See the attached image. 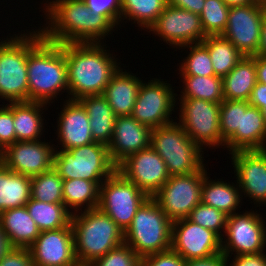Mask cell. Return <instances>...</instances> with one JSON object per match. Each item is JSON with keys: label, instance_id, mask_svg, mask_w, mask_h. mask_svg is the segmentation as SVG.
<instances>
[{"label": "cell", "instance_id": "cell-2", "mask_svg": "<svg viewBox=\"0 0 266 266\" xmlns=\"http://www.w3.org/2000/svg\"><path fill=\"white\" fill-rule=\"evenodd\" d=\"M27 30V78L29 101L48 105L66 92L69 99L65 43L48 41L40 29ZM58 96V97H57Z\"/></svg>", "mask_w": 266, "mask_h": 266}, {"label": "cell", "instance_id": "cell-44", "mask_svg": "<svg viewBox=\"0 0 266 266\" xmlns=\"http://www.w3.org/2000/svg\"><path fill=\"white\" fill-rule=\"evenodd\" d=\"M0 266H34L28 248L12 247L0 260Z\"/></svg>", "mask_w": 266, "mask_h": 266}, {"label": "cell", "instance_id": "cell-55", "mask_svg": "<svg viewBox=\"0 0 266 266\" xmlns=\"http://www.w3.org/2000/svg\"><path fill=\"white\" fill-rule=\"evenodd\" d=\"M3 158V149L0 147V162L2 161Z\"/></svg>", "mask_w": 266, "mask_h": 266}, {"label": "cell", "instance_id": "cell-36", "mask_svg": "<svg viewBox=\"0 0 266 266\" xmlns=\"http://www.w3.org/2000/svg\"><path fill=\"white\" fill-rule=\"evenodd\" d=\"M31 198L44 203L63 204V179L54 167L31 177Z\"/></svg>", "mask_w": 266, "mask_h": 266}, {"label": "cell", "instance_id": "cell-38", "mask_svg": "<svg viewBox=\"0 0 266 266\" xmlns=\"http://www.w3.org/2000/svg\"><path fill=\"white\" fill-rule=\"evenodd\" d=\"M229 10L223 0H205L200 19L206 36L222 35L228 23Z\"/></svg>", "mask_w": 266, "mask_h": 266}, {"label": "cell", "instance_id": "cell-14", "mask_svg": "<svg viewBox=\"0 0 266 266\" xmlns=\"http://www.w3.org/2000/svg\"><path fill=\"white\" fill-rule=\"evenodd\" d=\"M206 169L204 166L200 171L187 175L170 176L153 196L171 221L187 218L201 202L204 176L209 168Z\"/></svg>", "mask_w": 266, "mask_h": 266}, {"label": "cell", "instance_id": "cell-23", "mask_svg": "<svg viewBox=\"0 0 266 266\" xmlns=\"http://www.w3.org/2000/svg\"><path fill=\"white\" fill-rule=\"evenodd\" d=\"M151 131L131 115L116 117L113 136L107 146L112 162L118 166L131 154L149 147Z\"/></svg>", "mask_w": 266, "mask_h": 266}, {"label": "cell", "instance_id": "cell-26", "mask_svg": "<svg viewBox=\"0 0 266 266\" xmlns=\"http://www.w3.org/2000/svg\"><path fill=\"white\" fill-rule=\"evenodd\" d=\"M210 175L207 172L204 176L201 202L224 212L228 216L239 213L243 199L236 180H234L235 183L226 182L227 180L223 181V178L211 179Z\"/></svg>", "mask_w": 266, "mask_h": 266}, {"label": "cell", "instance_id": "cell-48", "mask_svg": "<svg viewBox=\"0 0 266 266\" xmlns=\"http://www.w3.org/2000/svg\"><path fill=\"white\" fill-rule=\"evenodd\" d=\"M248 102L250 105L261 110L262 103H266V84L256 82Z\"/></svg>", "mask_w": 266, "mask_h": 266}, {"label": "cell", "instance_id": "cell-39", "mask_svg": "<svg viewBox=\"0 0 266 266\" xmlns=\"http://www.w3.org/2000/svg\"><path fill=\"white\" fill-rule=\"evenodd\" d=\"M187 218L203 228L214 231L222 238L226 230L228 215L200 202Z\"/></svg>", "mask_w": 266, "mask_h": 266}, {"label": "cell", "instance_id": "cell-33", "mask_svg": "<svg viewBox=\"0 0 266 266\" xmlns=\"http://www.w3.org/2000/svg\"><path fill=\"white\" fill-rule=\"evenodd\" d=\"M167 5V0H122L120 23L130 22L147 32Z\"/></svg>", "mask_w": 266, "mask_h": 266}, {"label": "cell", "instance_id": "cell-31", "mask_svg": "<svg viewBox=\"0 0 266 266\" xmlns=\"http://www.w3.org/2000/svg\"><path fill=\"white\" fill-rule=\"evenodd\" d=\"M103 182L86 179L63 180V204L72 214L96 209L100 185Z\"/></svg>", "mask_w": 266, "mask_h": 266}, {"label": "cell", "instance_id": "cell-40", "mask_svg": "<svg viewBox=\"0 0 266 266\" xmlns=\"http://www.w3.org/2000/svg\"><path fill=\"white\" fill-rule=\"evenodd\" d=\"M141 258L123 243L92 262L91 266H140Z\"/></svg>", "mask_w": 266, "mask_h": 266}, {"label": "cell", "instance_id": "cell-43", "mask_svg": "<svg viewBox=\"0 0 266 266\" xmlns=\"http://www.w3.org/2000/svg\"><path fill=\"white\" fill-rule=\"evenodd\" d=\"M140 266H185V259L170 249L141 258Z\"/></svg>", "mask_w": 266, "mask_h": 266}, {"label": "cell", "instance_id": "cell-4", "mask_svg": "<svg viewBox=\"0 0 266 266\" xmlns=\"http://www.w3.org/2000/svg\"><path fill=\"white\" fill-rule=\"evenodd\" d=\"M71 226L79 264H91L124 243V232L98 208L72 214Z\"/></svg>", "mask_w": 266, "mask_h": 266}, {"label": "cell", "instance_id": "cell-22", "mask_svg": "<svg viewBox=\"0 0 266 266\" xmlns=\"http://www.w3.org/2000/svg\"><path fill=\"white\" fill-rule=\"evenodd\" d=\"M62 99L57 126L54 127L57 128V138L54 141L59 142L57 146L54 145L55 149L70 150L95 142L91 134L89 116L83 105L78 100Z\"/></svg>", "mask_w": 266, "mask_h": 266}, {"label": "cell", "instance_id": "cell-15", "mask_svg": "<svg viewBox=\"0 0 266 266\" xmlns=\"http://www.w3.org/2000/svg\"><path fill=\"white\" fill-rule=\"evenodd\" d=\"M147 33L159 37L166 45L175 48L174 51L187 44L201 43L207 37L200 15L170 5L166 6Z\"/></svg>", "mask_w": 266, "mask_h": 266}, {"label": "cell", "instance_id": "cell-42", "mask_svg": "<svg viewBox=\"0 0 266 266\" xmlns=\"http://www.w3.org/2000/svg\"><path fill=\"white\" fill-rule=\"evenodd\" d=\"M0 147L4 150L16 142L11 103L0 104Z\"/></svg>", "mask_w": 266, "mask_h": 266}, {"label": "cell", "instance_id": "cell-46", "mask_svg": "<svg viewBox=\"0 0 266 266\" xmlns=\"http://www.w3.org/2000/svg\"><path fill=\"white\" fill-rule=\"evenodd\" d=\"M185 266H228V261L223 253H218L206 258L187 260Z\"/></svg>", "mask_w": 266, "mask_h": 266}, {"label": "cell", "instance_id": "cell-51", "mask_svg": "<svg viewBox=\"0 0 266 266\" xmlns=\"http://www.w3.org/2000/svg\"><path fill=\"white\" fill-rule=\"evenodd\" d=\"M8 238L0 226V260L7 254L11 249Z\"/></svg>", "mask_w": 266, "mask_h": 266}, {"label": "cell", "instance_id": "cell-56", "mask_svg": "<svg viewBox=\"0 0 266 266\" xmlns=\"http://www.w3.org/2000/svg\"><path fill=\"white\" fill-rule=\"evenodd\" d=\"M76 266H91L90 264H78Z\"/></svg>", "mask_w": 266, "mask_h": 266}, {"label": "cell", "instance_id": "cell-13", "mask_svg": "<svg viewBox=\"0 0 266 266\" xmlns=\"http://www.w3.org/2000/svg\"><path fill=\"white\" fill-rule=\"evenodd\" d=\"M255 210L251 208L228 216L221 239L222 253L226 257L266 251L265 217L260 213L261 209Z\"/></svg>", "mask_w": 266, "mask_h": 266}, {"label": "cell", "instance_id": "cell-5", "mask_svg": "<svg viewBox=\"0 0 266 266\" xmlns=\"http://www.w3.org/2000/svg\"><path fill=\"white\" fill-rule=\"evenodd\" d=\"M219 119L227 154L266 149V123L262 112L248 101L224 99Z\"/></svg>", "mask_w": 266, "mask_h": 266}, {"label": "cell", "instance_id": "cell-20", "mask_svg": "<svg viewBox=\"0 0 266 266\" xmlns=\"http://www.w3.org/2000/svg\"><path fill=\"white\" fill-rule=\"evenodd\" d=\"M45 138L14 142L3 150L1 162L13 172L30 177L49 171L53 168L55 144Z\"/></svg>", "mask_w": 266, "mask_h": 266}, {"label": "cell", "instance_id": "cell-54", "mask_svg": "<svg viewBox=\"0 0 266 266\" xmlns=\"http://www.w3.org/2000/svg\"><path fill=\"white\" fill-rule=\"evenodd\" d=\"M255 2L266 6V0H255Z\"/></svg>", "mask_w": 266, "mask_h": 266}, {"label": "cell", "instance_id": "cell-34", "mask_svg": "<svg viewBox=\"0 0 266 266\" xmlns=\"http://www.w3.org/2000/svg\"><path fill=\"white\" fill-rule=\"evenodd\" d=\"M207 49L216 76H226L244 56L222 35L207 36L201 42Z\"/></svg>", "mask_w": 266, "mask_h": 266}, {"label": "cell", "instance_id": "cell-17", "mask_svg": "<svg viewBox=\"0 0 266 266\" xmlns=\"http://www.w3.org/2000/svg\"><path fill=\"white\" fill-rule=\"evenodd\" d=\"M265 12L266 6L258 3L231 6L228 23L222 36L227 38L244 56L258 55Z\"/></svg>", "mask_w": 266, "mask_h": 266}, {"label": "cell", "instance_id": "cell-27", "mask_svg": "<svg viewBox=\"0 0 266 266\" xmlns=\"http://www.w3.org/2000/svg\"><path fill=\"white\" fill-rule=\"evenodd\" d=\"M0 226L11 247L29 248L41 232L29 215L26 206L2 211Z\"/></svg>", "mask_w": 266, "mask_h": 266}, {"label": "cell", "instance_id": "cell-7", "mask_svg": "<svg viewBox=\"0 0 266 266\" xmlns=\"http://www.w3.org/2000/svg\"><path fill=\"white\" fill-rule=\"evenodd\" d=\"M150 146L164 160L169 176L187 175L206 165L204 150L192 141L177 121L152 128Z\"/></svg>", "mask_w": 266, "mask_h": 266}, {"label": "cell", "instance_id": "cell-6", "mask_svg": "<svg viewBox=\"0 0 266 266\" xmlns=\"http://www.w3.org/2000/svg\"><path fill=\"white\" fill-rule=\"evenodd\" d=\"M172 221L149 197L137 210L129 227L124 231V243L140 257L171 249Z\"/></svg>", "mask_w": 266, "mask_h": 266}, {"label": "cell", "instance_id": "cell-12", "mask_svg": "<svg viewBox=\"0 0 266 266\" xmlns=\"http://www.w3.org/2000/svg\"><path fill=\"white\" fill-rule=\"evenodd\" d=\"M149 197L118 170L100 185L98 209L108 215L124 232L138 208Z\"/></svg>", "mask_w": 266, "mask_h": 266}, {"label": "cell", "instance_id": "cell-53", "mask_svg": "<svg viewBox=\"0 0 266 266\" xmlns=\"http://www.w3.org/2000/svg\"><path fill=\"white\" fill-rule=\"evenodd\" d=\"M261 112H262L263 118H264L265 123H266V103H262Z\"/></svg>", "mask_w": 266, "mask_h": 266}, {"label": "cell", "instance_id": "cell-10", "mask_svg": "<svg viewBox=\"0 0 266 266\" xmlns=\"http://www.w3.org/2000/svg\"><path fill=\"white\" fill-rule=\"evenodd\" d=\"M177 122L204 151L225 148L221 137L220 104L197 98H177ZM180 102V103H179ZM179 111V112H178ZM179 120V121H178Z\"/></svg>", "mask_w": 266, "mask_h": 266}, {"label": "cell", "instance_id": "cell-9", "mask_svg": "<svg viewBox=\"0 0 266 266\" xmlns=\"http://www.w3.org/2000/svg\"><path fill=\"white\" fill-rule=\"evenodd\" d=\"M18 32L0 38V102L4 101L2 103L29 101L27 29L26 32L25 29Z\"/></svg>", "mask_w": 266, "mask_h": 266}, {"label": "cell", "instance_id": "cell-16", "mask_svg": "<svg viewBox=\"0 0 266 266\" xmlns=\"http://www.w3.org/2000/svg\"><path fill=\"white\" fill-rule=\"evenodd\" d=\"M230 155L242 199L252 200L249 203L254 208L266 207V149L236 151L229 158Z\"/></svg>", "mask_w": 266, "mask_h": 266}, {"label": "cell", "instance_id": "cell-49", "mask_svg": "<svg viewBox=\"0 0 266 266\" xmlns=\"http://www.w3.org/2000/svg\"><path fill=\"white\" fill-rule=\"evenodd\" d=\"M255 66L257 82L266 84V58L255 55Z\"/></svg>", "mask_w": 266, "mask_h": 266}, {"label": "cell", "instance_id": "cell-30", "mask_svg": "<svg viewBox=\"0 0 266 266\" xmlns=\"http://www.w3.org/2000/svg\"><path fill=\"white\" fill-rule=\"evenodd\" d=\"M31 198V177L18 174L0 162V213L23 207Z\"/></svg>", "mask_w": 266, "mask_h": 266}, {"label": "cell", "instance_id": "cell-21", "mask_svg": "<svg viewBox=\"0 0 266 266\" xmlns=\"http://www.w3.org/2000/svg\"><path fill=\"white\" fill-rule=\"evenodd\" d=\"M34 266H76L74 236L71 224L67 227L40 232L28 248Z\"/></svg>", "mask_w": 266, "mask_h": 266}, {"label": "cell", "instance_id": "cell-28", "mask_svg": "<svg viewBox=\"0 0 266 266\" xmlns=\"http://www.w3.org/2000/svg\"><path fill=\"white\" fill-rule=\"evenodd\" d=\"M89 116L91 134L95 142L108 146L111 142L116 115L102 95L85 96L78 100Z\"/></svg>", "mask_w": 266, "mask_h": 266}, {"label": "cell", "instance_id": "cell-8", "mask_svg": "<svg viewBox=\"0 0 266 266\" xmlns=\"http://www.w3.org/2000/svg\"><path fill=\"white\" fill-rule=\"evenodd\" d=\"M53 167L63 180L105 181L117 170L107 145L99 142L70 150L55 149Z\"/></svg>", "mask_w": 266, "mask_h": 266}, {"label": "cell", "instance_id": "cell-47", "mask_svg": "<svg viewBox=\"0 0 266 266\" xmlns=\"http://www.w3.org/2000/svg\"><path fill=\"white\" fill-rule=\"evenodd\" d=\"M205 0H167V4L176 8L188 10L200 15L204 7Z\"/></svg>", "mask_w": 266, "mask_h": 266}, {"label": "cell", "instance_id": "cell-24", "mask_svg": "<svg viewBox=\"0 0 266 266\" xmlns=\"http://www.w3.org/2000/svg\"><path fill=\"white\" fill-rule=\"evenodd\" d=\"M122 66L111 76L102 94L116 117L132 115L138 91L143 81L138 76V72H136V75L131 71L129 72V69H123Z\"/></svg>", "mask_w": 266, "mask_h": 266}, {"label": "cell", "instance_id": "cell-11", "mask_svg": "<svg viewBox=\"0 0 266 266\" xmlns=\"http://www.w3.org/2000/svg\"><path fill=\"white\" fill-rule=\"evenodd\" d=\"M161 77L142 81L132 117L139 123L152 128L168 125L176 119L171 116L177 108V93L170 81ZM174 112V113H173ZM172 117V118H171ZM174 118V119H173Z\"/></svg>", "mask_w": 266, "mask_h": 266}, {"label": "cell", "instance_id": "cell-41", "mask_svg": "<svg viewBox=\"0 0 266 266\" xmlns=\"http://www.w3.org/2000/svg\"><path fill=\"white\" fill-rule=\"evenodd\" d=\"M90 11L104 16L116 29L124 27L120 24L122 0H83Z\"/></svg>", "mask_w": 266, "mask_h": 266}, {"label": "cell", "instance_id": "cell-1", "mask_svg": "<svg viewBox=\"0 0 266 266\" xmlns=\"http://www.w3.org/2000/svg\"><path fill=\"white\" fill-rule=\"evenodd\" d=\"M43 2V3H42ZM43 24L39 28L48 41L54 43H106L118 31L104 16L94 14L83 0H43ZM42 25V26H41Z\"/></svg>", "mask_w": 266, "mask_h": 266}, {"label": "cell", "instance_id": "cell-3", "mask_svg": "<svg viewBox=\"0 0 266 266\" xmlns=\"http://www.w3.org/2000/svg\"><path fill=\"white\" fill-rule=\"evenodd\" d=\"M116 56L106 43H65L69 99L102 95L111 76L124 65Z\"/></svg>", "mask_w": 266, "mask_h": 266}, {"label": "cell", "instance_id": "cell-52", "mask_svg": "<svg viewBox=\"0 0 266 266\" xmlns=\"http://www.w3.org/2000/svg\"><path fill=\"white\" fill-rule=\"evenodd\" d=\"M224 3L231 7V6H246L251 3H256L255 0H223Z\"/></svg>", "mask_w": 266, "mask_h": 266}, {"label": "cell", "instance_id": "cell-45", "mask_svg": "<svg viewBox=\"0 0 266 266\" xmlns=\"http://www.w3.org/2000/svg\"><path fill=\"white\" fill-rule=\"evenodd\" d=\"M265 253L266 251L254 254L228 256L227 257L228 266H266ZM230 258L232 261L230 260Z\"/></svg>", "mask_w": 266, "mask_h": 266}, {"label": "cell", "instance_id": "cell-37", "mask_svg": "<svg viewBox=\"0 0 266 266\" xmlns=\"http://www.w3.org/2000/svg\"><path fill=\"white\" fill-rule=\"evenodd\" d=\"M187 48V49H186ZM182 49L188 55L183 57V60L177 65L178 75H195V76H214L215 72L212 67L208 49L202 44H187L178 48ZM187 51H186V50ZM189 50V51H188Z\"/></svg>", "mask_w": 266, "mask_h": 266}, {"label": "cell", "instance_id": "cell-25", "mask_svg": "<svg viewBox=\"0 0 266 266\" xmlns=\"http://www.w3.org/2000/svg\"><path fill=\"white\" fill-rule=\"evenodd\" d=\"M47 105L34 101L11 102L16 141H37L41 138L43 139L42 135H45L44 132H46L44 130L45 125L47 126V120L44 117L48 114L45 112L49 106L51 107V105Z\"/></svg>", "mask_w": 266, "mask_h": 266}, {"label": "cell", "instance_id": "cell-35", "mask_svg": "<svg viewBox=\"0 0 266 266\" xmlns=\"http://www.w3.org/2000/svg\"><path fill=\"white\" fill-rule=\"evenodd\" d=\"M25 206L41 232L71 224L72 213L64 204L44 203L30 198Z\"/></svg>", "mask_w": 266, "mask_h": 266}, {"label": "cell", "instance_id": "cell-18", "mask_svg": "<svg viewBox=\"0 0 266 266\" xmlns=\"http://www.w3.org/2000/svg\"><path fill=\"white\" fill-rule=\"evenodd\" d=\"M117 170L148 197H153L170 177L164 160L151 146L128 156Z\"/></svg>", "mask_w": 266, "mask_h": 266}, {"label": "cell", "instance_id": "cell-50", "mask_svg": "<svg viewBox=\"0 0 266 266\" xmlns=\"http://www.w3.org/2000/svg\"><path fill=\"white\" fill-rule=\"evenodd\" d=\"M258 55L266 58V12L263 17V22L261 26V39L258 48Z\"/></svg>", "mask_w": 266, "mask_h": 266}, {"label": "cell", "instance_id": "cell-29", "mask_svg": "<svg viewBox=\"0 0 266 266\" xmlns=\"http://www.w3.org/2000/svg\"><path fill=\"white\" fill-rule=\"evenodd\" d=\"M222 79L225 100L248 101L257 82L255 55L243 56Z\"/></svg>", "mask_w": 266, "mask_h": 266}, {"label": "cell", "instance_id": "cell-19", "mask_svg": "<svg viewBox=\"0 0 266 266\" xmlns=\"http://www.w3.org/2000/svg\"><path fill=\"white\" fill-rule=\"evenodd\" d=\"M222 238L214 231L182 218L172 221L171 249L185 261L222 253Z\"/></svg>", "mask_w": 266, "mask_h": 266}, {"label": "cell", "instance_id": "cell-32", "mask_svg": "<svg viewBox=\"0 0 266 266\" xmlns=\"http://www.w3.org/2000/svg\"><path fill=\"white\" fill-rule=\"evenodd\" d=\"M181 94L177 98H197L221 104L224 101L223 79L219 76L179 75Z\"/></svg>", "mask_w": 266, "mask_h": 266}]
</instances>
